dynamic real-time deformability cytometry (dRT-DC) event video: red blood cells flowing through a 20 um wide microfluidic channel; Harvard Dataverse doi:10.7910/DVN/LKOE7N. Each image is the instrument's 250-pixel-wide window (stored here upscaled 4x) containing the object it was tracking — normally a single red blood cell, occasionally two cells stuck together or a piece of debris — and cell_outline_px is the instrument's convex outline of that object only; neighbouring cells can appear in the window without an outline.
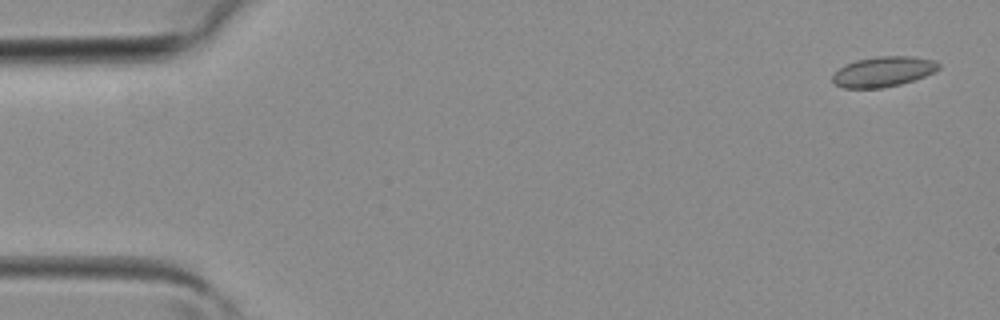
{"species": "common noctule bat (a hibernating species)", "species_latin": "Nyctalus noctula", "temperature_condition": "room temperature", "stored_images_in_passage": 5, "camera_frame_rate_fps": 3000, "um_per_image_px": 0.085, "animal": {"sex": "female", "body_mass_g": 19.3, "forearm_length_mm": 54.1}, "frame": {"image": 1, "passage_image": 1, "time_ms": 0.0, "image_size_px": [1000, 320], "cell_outline_px": [[940, 68], [924, 76], [900, 84], [880, 88], [844, 88], [836, 84], [832, 80], [832, 76], [844, 64], [856, 60], [880, 56], [916, 56], [936, 60], [940, 64]], "centroid_in_image_um": [75.09, 6.07], "position_along_channel_um": 9.9, "area_um2": 18.61}}
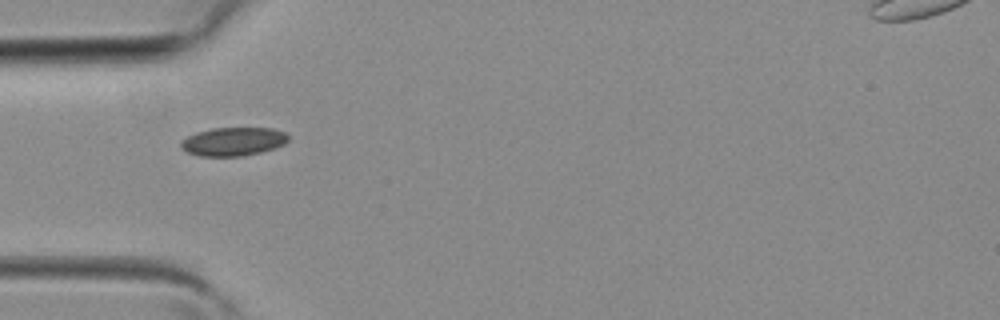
{"frame": {"image": 2, "passage_image": 4, "time_ms": 1.0, "image_size_px": [1000, 320], "cell_outline_px": [[288, 140], [284, 144], [276, 148], [244, 156], [200, 156], [188, 152], [180, 144], [180, 140], [196, 132], [212, 128], [272, 128], [284, 132], [288, 136]], "centroid_in_image_um": [19.83, 12.03], "position_along_channel_um": 65.2, "area_um2": 17.8}}
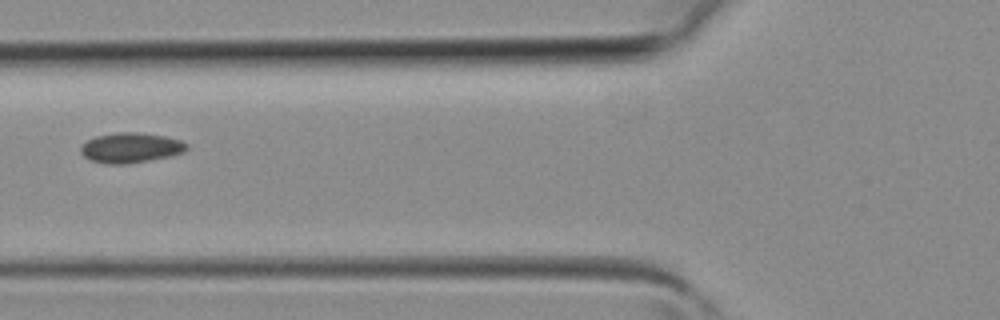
{"frame": {"image": 3, "passage_image": 5, "time_ms": 1.333, "image_size_px": [1000, 320], "cell_outline_px": [[188, 148], [184, 152], [172, 156], [128, 164], [104, 164], [88, 160], [80, 152], [80, 148], [88, 140], [96, 136], [120, 132], [136, 132], [164, 136], [180, 140], [188, 144]], "centroid_in_image_um": [11.11, 12.57], "position_along_channel_um": 114.7, "area_um2": 18.67}}